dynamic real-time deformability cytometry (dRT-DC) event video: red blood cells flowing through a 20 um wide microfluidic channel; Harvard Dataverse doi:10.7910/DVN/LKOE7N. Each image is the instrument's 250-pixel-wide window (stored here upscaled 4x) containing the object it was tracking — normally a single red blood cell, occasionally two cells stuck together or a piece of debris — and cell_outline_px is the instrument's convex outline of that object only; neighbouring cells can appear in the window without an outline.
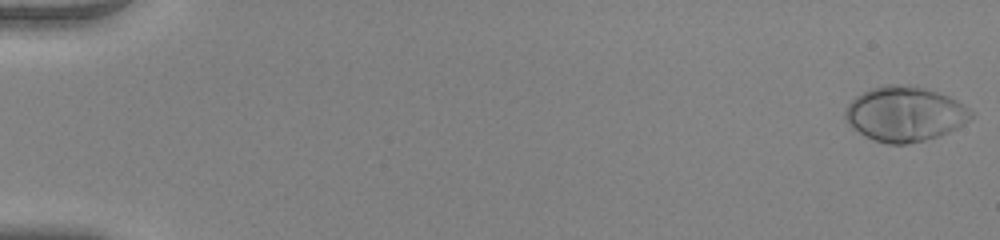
{"species": "human", "species_latin": "Homo sapiens", "temperature_condition": "warm", "stored_images_in_passage": 54, "camera_frame_rate_fps": 3000, "um_per_image_px": 0.085, "donor": {"sex": "female"}, "frame": {"image": 1, "passage_image": 1, "time_ms": 0.0, "image_size_px": [1000, 240], "cell_outline_px": [[976, 112], [968, 120], [956, 128], [948, 132], [924, 140], [904, 144], [888, 144], [876, 140], [860, 132], [844, 116], [844, 112], [848, 104], [856, 96], [872, 88], [884, 84], [908, 84], [924, 88], [948, 96], [964, 104]], "centroid_in_image_um": [76.94, 9.66], "position_along_channel_um": 8.1, "area_um2": 39.71}}
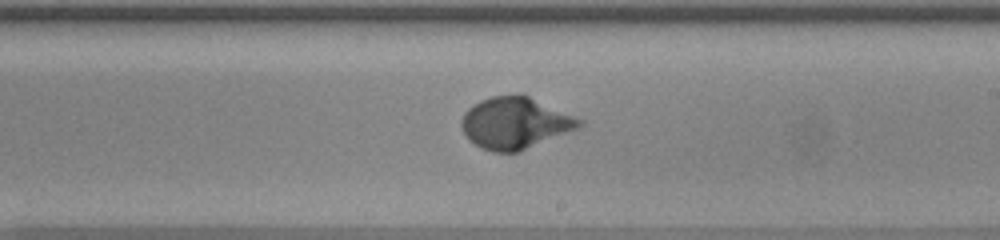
{"frame": {"image": 2, "passage_image": 33, "time_ms": 10.667, "image_size_px": [1000, 240], "cell_outline_px": [[584, 124], [580, 128], [516, 152], [492, 152], [476, 144], [464, 132], [460, 124], [464, 112], [472, 104], [480, 100], [492, 96], [520, 92], [584, 120]], "centroid_in_image_um": [43.8, 10.42], "position_along_channel_um": 245.2, "area_um2": 35.43}}
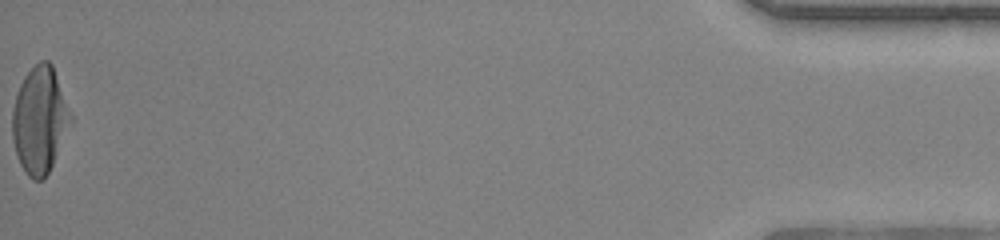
{"frame": {"image": 3, "passage_image": 54, "time_ms": 17.667, "image_size_px": [1000, 240], "cell_outline_px": [[72, 124], [48, 172], [40, 180], [32, 180], [28, 176], [20, 164], [12, 140], [12, 112], [16, 96], [20, 84], [24, 76], [40, 60], [48, 60], [52, 64], [72, 116]], "centroid_in_image_um": [3.38, 10.2], "position_along_channel_um": 431.8, "area_um2": 35.95}, "authors_computed_cell_mechanics": {"area_um2": 34.8534, "velocity_mm_per_s": 3.9326, "shape_relaxation_time_tau1_ms": 3.3428, "shape_relaxation_time_tau2_ms": null, "deformation_change_tau1": 0.2342, "deformation_change_tau2": null}}